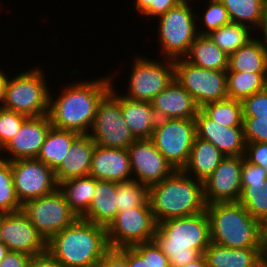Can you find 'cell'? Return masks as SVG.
Here are the masks:
<instances>
[{
  "mask_svg": "<svg viewBox=\"0 0 267 267\" xmlns=\"http://www.w3.org/2000/svg\"><path fill=\"white\" fill-rule=\"evenodd\" d=\"M112 77L68 84L60 96L49 95L48 116L53 127L89 134L97 107L112 86Z\"/></svg>",
  "mask_w": 267,
  "mask_h": 267,
  "instance_id": "cell-1",
  "label": "cell"
},
{
  "mask_svg": "<svg viewBox=\"0 0 267 267\" xmlns=\"http://www.w3.org/2000/svg\"><path fill=\"white\" fill-rule=\"evenodd\" d=\"M109 249L106 227L80 217L47 242V252L64 267H96Z\"/></svg>",
  "mask_w": 267,
  "mask_h": 267,
  "instance_id": "cell-2",
  "label": "cell"
},
{
  "mask_svg": "<svg viewBox=\"0 0 267 267\" xmlns=\"http://www.w3.org/2000/svg\"><path fill=\"white\" fill-rule=\"evenodd\" d=\"M153 240L168 257L171 267H183L198 259L211 242L206 211L158 223Z\"/></svg>",
  "mask_w": 267,
  "mask_h": 267,
  "instance_id": "cell-3",
  "label": "cell"
},
{
  "mask_svg": "<svg viewBox=\"0 0 267 267\" xmlns=\"http://www.w3.org/2000/svg\"><path fill=\"white\" fill-rule=\"evenodd\" d=\"M192 178V179H191ZM148 200L156 223L189 217L206 211L203 182L182 170L148 188Z\"/></svg>",
  "mask_w": 267,
  "mask_h": 267,
  "instance_id": "cell-4",
  "label": "cell"
},
{
  "mask_svg": "<svg viewBox=\"0 0 267 267\" xmlns=\"http://www.w3.org/2000/svg\"><path fill=\"white\" fill-rule=\"evenodd\" d=\"M210 241L228 248H265L261 222L237 202H217L206 206Z\"/></svg>",
  "mask_w": 267,
  "mask_h": 267,
  "instance_id": "cell-5",
  "label": "cell"
},
{
  "mask_svg": "<svg viewBox=\"0 0 267 267\" xmlns=\"http://www.w3.org/2000/svg\"><path fill=\"white\" fill-rule=\"evenodd\" d=\"M46 81L38 67L8 77L3 108L27 117L48 115L50 91Z\"/></svg>",
  "mask_w": 267,
  "mask_h": 267,
  "instance_id": "cell-6",
  "label": "cell"
},
{
  "mask_svg": "<svg viewBox=\"0 0 267 267\" xmlns=\"http://www.w3.org/2000/svg\"><path fill=\"white\" fill-rule=\"evenodd\" d=\"M188 1L191 0H183L176 7L158 16L157 40L164 59L184 58L199 35L196 26V20L199 18L194 14Z\"/></svg>",
  "mask_w": 267,
  "mask_h": 267,
  "instance_id": "cell-7",
  "label": "cell"
},
{
  "mask_svg": "<svg viewBox=\"0 0 267 267\" xmlns=\"http://www.w3.org/2000/svg\"><path fill=\"white\" fill-rule=\"evenodd\" d=\"M195 138V120L159 119L150 140L176 171L186 166Z\"/></svg>",
  "mask_w": 267,
  "mask_h": 267,
  "instance_id": "cell-8",
  "label": "cell"
},
{
  "mask_svg": "<svg viewBox=\"0 0 267 267\" xmlns=\"http://www.w3.org/2000/svg\"><path fill=\"white\" fill-rule=\"evenodd\" d=\"M91 129L90 137L103 147L128 149L136 140L123 119L120 94L113 85L100 100Z\"/></svg>",
  "mask_w": 267,
  "mask_h": 267,
  "instance_id": "cell-9",
  "label": "cell"
},
{
  "mask_svg": "<svg viewBox=\"0 0 267 267\" xmlns=\"http://www.w3.org/2000/svg\"><path fill=\"white\" fill-rule=\"evenodd\" d=\"M175 79L189 93L198 106L228 98L227 72L204 69L184 58L174 60Z\"/></svg>",
  "mask_w": 267,
  "mask_h": 267,
  "instance_id": "cell-10",
  "label": "cell"
},
{
  "mask_svg": "<svg viewBox=\"0 0 267 267\" xmlns=\"http://www.w3.org/2000/svg\"><path fill=\"white\" fill-rule=\"evenodd\" d=\"M21 211L46 242L78 218L59 188L51 194L24 202Z\"/></svg>",
  "mask_w": 267,
  "mask_h": 267,
  "instance_id": "cell-11",
  "label": "cell"
},
{
  "mask_svg": "<svg viewBox=\"0 0 267 267\" xmlns=\"http://www.w3.org/2000/svg\"><path fill=\"white\" fill-rule=\"evenodd\" d=\"M156 226L149 200L141 207L118 212L106 228L109 248L118 249L152 241Z\"/></svg>",
  "mask_w": 267,
  "mask_h": 267,
  "instance_id": "cell-12",
  "label": "cell"
},
{
  "mask_svg": "<svg viewBox=\"0 0 267 267\" xmlns=\"http://www.w3.org/2000/svg\"><path fill=\"white\" fill-rule=\"evenodd\" d=\"M164 63L143 56L136 57L132 64L127 93L123 96L151 102L175 79L174 60L164 59Z\"/></svg>",
  "mask_w": 267,
  "mask_h": 267,
  "instance_id": "cell-13",
  "label": "cell"
},
{
  "mask_svg": "<svg viewBox=\"0 0 267 267\" xmlns=\"http://www.w3.org/2000/svg\"><path fill=\"white\" fill-rule=\"evenodd\" d=\"M17 198L21 204L58 188L54 171L37 158L10 161Z\"/></svg>",
  "mask_w": 267,
  "mask_h": 267,
  "instance_id": "cell-14",
  "label": "cell"
},
{
  "mask_svg": "<svg viewBox=\"0 0 267 267\" xmlns=\"http://www.w3.org/2000/svg\"><path fill=\"white\" fill-rule=\"evenodd\" d=\"M127 150L132 178L148 188L175 171L150 139L135 140Z\"/></svg>",
  "mask_w": 267,
  "mask_h": 267,
  "instance_id": "cell-15",
  "label": "cell"
},
{
  "mask_svg": "<svg viewBox=\"0 0 267 267\" xmlns=\"http://www.w3.org/2000/svg\"><path fill=\"white\" fill-rule=\"evenodd\" d=\"M1 240L9 251L39 255L47 251V242L22 211L0 214Z\"/></svg>",
  "mask_w": 267,
  "mask_h": 267,
  "instance_id": "cell-16",
  "label": "cell"
},
{
  "mask_svg": "<svg viewBox=\"0 0 267 267\" xmlns=\"http://www.w3.org/2000/svg\"><path fill=\"white\" fill-rule=\"evenodd\" d=\"M243 156H226L203 182L207 205L217 202H237L242 194L241 170Z\"/></svg>",
  "mask_w": 267,
  "mask_h": 267,
  "instance_id": "cell-17",
  "label": "cell"
},
{
  "mask_svg": "<svg viewBox=\"0 0 267 267\" xmlns=\"http://www.w3.org/2000/svg\"><path fill=\"white\" fill-rule=\"evenodd\" d=\"M51 127L48 115L28 117L19 132L0 151L1 153L6 151L11 157L6 158L1 155L0 158L7 161L37 158Z\"/></svg>",
  "mask_w": 267,
  "mask_h": 267,
  "instance_id": "cell-18",
  "label": "cell"
},
{
  "mask_svg": "<svg viewBox=\"0 0 267 267\" xmlns=\"http://www.w3.org/2000/svg\"><path fill=\"white\" fill-rule=\"evenodd\" d=\"M196 137L211 142L225 157L244 156L246 141L243 127H224L201 110L195 117Z\"/></svg>",
  "mask_w": 267,
  "mask_h": 267,
  "instance_id": "cell-19",
  "label": "cell"
},
{
  "mask_svg": "<svg viewBox=\"0 0 267 267\" xmlns=\"http://www.w3.org/2000/svg\"><path fill=\"white\" fill-rule=\"evenodd\" d=\"M242 194L239 202L251 216L262 222L267 217V172L244 159L241 170Z\"/></svg>",
  "mask_w": 267,
  "mask_h": 267,
  "instance_id": "cell-20",
  "label": "cell"
},
{
  "mask_svg": "<svg viewBox=\"0 0 267 267\" xmlns=\"http://www.w3.org/2000/svg\"><path fill=\"white\" fill-rule=\"evenodd\" d=\"M89 175L97 180L125 182L132 180L127 149L95 146Z\"/></svg>",
  "mask_w": 267,
  "mask_h": 267,
  "instance_id": "cell-21",
  "label": "cell"
},
{
  "mask_svg": "<svg viewBox=\"0 0 267 267\" xmlns=\"http://www.w3.org/2000/svg\"><path fill=\"white\" fill-rule=\"evenodd\" d=\"M157 120L159 119H192L200 107L194 98L174 79L172 83L152 101Z\"/></svg>",
  "mask_w": 267,
  "mask_h": 267,
  "instance_id": "cell-22",
  "label": "cell"
},
{
  "mask_svg": "<svg viewBox=\"0 0 267 267\" xmlns=\"http://www.w3.org/2000/svg\"><path fill=\"white\" fill-rule=\"evenodd\" d=\"M203 255L207 267H260L267 260L266 248H228L213 242Z\"/></svg>",
  "mask_w": 267,
  "mask_h": 267,
  "instance_id": "cell-23",
  "label": "cell"
},
{
  "mask_svg": "<svg viewBox=\"0 0 267 267\" xmlns=\"http://www.w3.org/2000/svg\"><path fill=\"white\" fill-rule=\"evenodd\" d=\"M96 143L89 134H79L72 142L61 165L54 171L57 183L88 176Z\"/></svg>",
  "mask_w": 267,
  "mask_h": 267,
  "instance_id": "cell-24",
  "label": "cell"
},
{
  "mask_svg": "<svg viewBox=\"0 0 267 267\" xmlns=\"http://www.w3.org/2000/svg\"><path fill=\"white\" fill-rule=\"evenodd\" d=\"M123 119L136 140L150 139L154 132L157 118L152 103L129 99L120 95Z\"/></svg>",
  "mask_w": 267,
  "mask_h": 267,
  "instance_id": "cell-25",
  "label": "cell"
},
{
  "mask_svg": "<svg viewBox=\"0 0 267 267\" xmlns=\"http://www.w3.org/2000/svg\"><path fill=\"white\" fill-rule=\"evenodd\" d=\"M116 203V182L95 179L93 199L81 218L107 228L118 213Z\"/></svg>",
  "mask_w": 267,
  "mask_h": 267,
  "instance_id": "cell-26",
  "label": "cell"
},
{
  "mask_svg": "<svg viewBox=\"0 0 267 267\" xmlns=\"http://www.w3.org/2000/svg\"><path fill=\"white\" fill-rule=\"evenodd\" d=\"M224 158L225 156L211 142L196 137L189 160L182 171L204 182Z\"/></svg>",
  "mask_w": 267,
  "mask_h": 267,
  "instance_id": "cell-27",
  "label": "cell"
},
{
  "mask_svg": "<svg viewBox=\"0 0 267 267\" xmlns=\"http://www.w3.org/2000/svg\"><path fill=\"white\" fill-rule=\"evenodd\" d=\"M184 59L204 69L227 71L229 67V56L208 35H198Z\"/></svg>",
  "mask_w": 267,
  "mask_h": 267,
  "instance_id": "cell-28",
  "label": "cell"
},
{
  "mask_svg": "<svg viewBox=\"0 0 267 267\" xmlns=\"http://www.w3.org/2000/svg\"><path fill=\"white\" fill-rule=\"evenodd\" d=\"M227 71L267 73V47L254 38L229 56Z\"/></svg>",
  "mask_w": 267,
  "mask_h": 267,
  "instance_id": "cell-29",
  "label": "cell"
},
{
  "mask_svg": "<svg viewBox=\"0 0 267 267\" xmlns=\"http://www.w3.org/2000/svg\"><path fill=\"white\" fill-rule=\"evenodd\" d=\"M79 133L51 127L37 159L55 171L69 152L73 140Z\"/></svg>",
  "mask_w": 267,
  "mask_h": 267,
  "instance_id": "cell-30",
  "label": "cell"
},
{
  "mask_svg": "<svg viewBox=\"0 0 267 267\" xmlns=\"http://www.w3.org/2000/svg\"><path fill=\"white\" fill-rule=\"evenodd\" d=\"M70 209L82 217L88 210L95 190V178L88 176L71 178L58 183Z\"/></svg>",
  "mask_w": 267,
  "mask_h": 267,
  "instance_id": "cell-31",
  "label": "cell"
},
{
  "mask_svg": "<svg viewBox=\"0 0 267 267\" xmlns=\"http://www.w3.org/2000/svg\"><path fill=\"white\" fill-rule=\"evenodd\" d=\"M227 72V95L240 100L262 91L267 87V73Z\"/></svg>",
  "mask_w": 267,
  "mask_h": 267,
  "instance_id": "cell-32",
  "label": "cell"
},
{
  "mask_svg": "<svg viewBox=\"0 0 267 267\" xmlns=\"http://www.w3.org/2000/svg\"><path fill=\"white\" fill-rule=\"evenodd\" d=\"M251 30L253 29L246 25L230 22L211 31L208 36L221 50L230 56L254 39L251 36Z\"/></svg>",
  "mask_w": 267,
  "mask_h": 267,
  "instance_id": "cell-33",
  "label": "cell"
},
{
  "mask_svg": "<svg viewBox=\"0 0 267 267\" xmlns=\"http://www.w3.org/2000/svg\"><path fill=\"white\" fill-rule=\"evenodd\" d=\"M200 110L224 127H243V107L240 100L225 99L203 105Z\"/></svg>",
  "mask_w": 267,
  "mask_h": 267,
  "instance_id": "cell-34",
  "label": "cell"
},
{
  "mask_svg": "<svg viewBox=\"0 0 267 267\" xmlns=\"http://www.w3.org/2000/svg\"><path fill=\"white\" fill-rule=\"evenodd\" d=\"M227 9L231 22L257 28L266 0H219ZM250 23V24H249Z\"/></svg>",
  "mask_w": 267,
  "mask_h": 267,
  "instance_id": "cell-35",
  "label": "cell"
},
{
  "mask_svg": "<svg viewBox=\"0 0 267 267\" xmlns=\"http://www.w3.org/2000/svg\"><path fill=\"white\" fill-rule=\"evenodd\" d=\"M118 212L143 206L148 201V187L132 179L116 182Z\"/></svg>",
  "mask_w": 267,
  "mask_h": 267,
  "instance_id": "cell-36",
  "label": "cell"
},
{
  "mask_svg": "<svg viewBox=\"0 0 267 267\" xmlns=\"http://www.w3.org/2000/svg\"><path fill=\"white\" fill-rule=\"evenodd\" d=\"M11 171L10 161L0 158V214L21 211Z\"/></svg>",
  "mask_w": 267,
  "mask_h": 267,
  "instance_id": "cell-37",
  "label": "cell"
},
{
  "mask_svg": "<svg viewBox=\"0 0 267 267\" xmlns=\"http://www.w3.org/2000/svg\"><path fill=\"white\" fill-rule=\"evenodd\" d=\"M243 122H267V87L242 101Z\"/></svg>",
  "mask_w": 267,
  "mask_h": 267,
  "instance_id": "cell-38",
  "label": "cell"
},
{
  "mask_svg": "<svg viewBox=\"0 0 267 267\" xmlns=\"http://www.w3.org/2000/svg\"><path fill=\"white\" fill-rule=\"evenodd\" d=\"M208 7L201 19L205 29L197 30L199 35H208L211 31L231 22L227 9L219 0H209ZM207 27V28H206Z\"/></svg>",
  "mask_w": 267,
  "mask_h": 267,
  "instance_id": "cell-39",
  "label": "cell"
},
{
  "mask_svg": "<svg viewBox=\"0 0 267 267\" xmlns=\"http://www.w3.org/2000/svg\"><path fill=\"white\" fill-rule=\"evenodd\" d=\"M27 118L25 115L0 108V151L19 132L20 127Z\"/></svg>",
  "mask_w": 267,
  "mask_h": 267,
  "instance_id": "cell-40",
  "label": "cell"
},
{
  "mask_svg": "<svg viewBox=\"0 0 267 267\" xmlns=\"http://www.w3.org/2000/svg\"><path fill=\"white\" fill-rule=\"evenodd\" d=\"M127 260L129 267H149L147 264V242L117 249Z\"/></svg>",
  "mask_w": 267,
  "mask_h": 267,
  "instance_id": "cell-41",
  "label": "cell"
},
{
  "mask_svg": "<svg viewBox=\"0 0 267 267\" xmlns=\"http://www.w3.org/2000/svg\"><path fill=\"white\" fill-rule=\"evenodd\" d=\"M244 159L250 164L262 167L267 172V143H246Z\"/></svg>",
  "mask_w": 267,
  "mask_h": 267,
  "instance_id": "cell-42",
  "label": "cell"
},
{
  "mask_svg": "<svg viewBox=\"0 0 267 267\" xmlns=\"http://www.w3.org/2000/svg\"><path fill=\"white\" fill-rule=\"evenodd\" d=\"M246 143H267V122H243Z\"/></svg>",
  "mask_w": 267,
  "mask_h": 267,
  "instance_id": "cell-43",
  "label": "cell"
},
{
  "mask_svg": "<svg viewBox=\"0 0 267 267\" xmlns=\"http://www.w3.org/2000/svg\"><path fill=\"white\" fill-rule=\"evenodd\" d=\"M147 264L149 267H171L168 257L154 240L147 242Z\"/></svg>",
  "mask_w": 267,
  "mask_h": 267,
  "instance_id": "cell-44",
  "label": "cell"
},
{
  "mask_svg": "<svg viewBox=\"0 0 267 267\" xmlns=\"http://www.w3.org/2000/svg\"><path fill=\"white\" fill-rule=\"evenodd\" d=\"M96 267H129L128 260L117 250L109 249Z\"/></svg>",
  "mask_w": 267,
  "mask_h": 267,
  "instance_id": "cell-45",
  "label": "cell"
},
{
  "mask_svg": "<svg viewBox=\"0 0 267 267\" xmlns=\"http://www.w3.org/2000/svg\"><path fill=\"white\" fill-rule=\"evenodd\" d=\"M31 258L29 254L9 251L0 262V267H28Z\"/></svg>",
  "mask_w": 267,
  "mask_h": 267,
  "instance_id": "cell-46",
  "label": "cell"
},
{
  "mask_svg": "<svg viewBox=\"0 0 267 267\" xmlns=\"http://www.w3.org/2000/svg\"><path fill=\"white\" fill-rule=\"evenodd\" d=\"M183 0H155V5H151L143 15L146 17H151L155 19L164 13H166L171 8L176 7Z\"/></svg>",
  "mask_w": 267,
  "mask_h": 267,
  "instance_id": "cell-47",
  "label": "cell"
},
{
  "mask_svg": "<svg viewBox=\"0 0 267 267\" xmlns=\"http://www.w3.org/2000/svg\"><path fill=\"white\" fill-rule=\"evenodd\" d=\"M28 267H64L61 263L55 260L47 251L32 256Z\"/></svg>",
  "mask_w": 267,
  "mask_h": 267,
  "instance_id": "cell-48",
  "label": "cell"
},
{
  "mask_svg": "<svg viewBox=\"0 0 267 267\" xmlns=\"http://www.w3.org/2000/svg\"><path fill=\"white\" fill-rule=\"evenodd\" d=\"M256 29L257 30L260 29L259 31L262 30L261 32L263 33V38H264L263 41L260 40V38L257 40L261 41L267 47V0L264 3L263 9H262V14L260 17V21H259V24H258Z\"/></svg>",
  "mask_w": 267,
  "mask_h": 267,
  "instance_id": "cell-49",
  "label": "cell"
},
{
  "mask_svg": "<svg viewBox=\"0 0 267 267\" xmlns=\"http://www.w3.org/2000/svg\"><path fill=\"white\" fill-rule=\"evenodd\" d=\"M8 77L5 73L0 71V108H3L5 101V88Z\"/></svg>",
  "mask_w": 267,
  "mask_h": 267,
  "instance_id": "cell-50",
  "label": "cell"
},
{
  "mask_svg": "<svg viewBox=\"0 0 267 267\" xmlns=\"http://www.w3.org/2000/svg\"><path fill=\"white\" fill-rule=\"evenodd\" d=\"M151 5H155V0H136L135 9L143 14Z\"/></svg>",
  "mask_w": 267,
  "mask_h": 267,
  "instance_id": "cell-51",
  "label": "cell"
},
{
  "mask_svg": "<svg viewBox=\"0 0 267 267\" xmlns=\"http://www.w3.org/2000/svg\"><path fill=\"white\" fill-rule=\"evenodd\" d=\"M183 267H207L206 260L204 255L202 254L198 259L189 262L187 265Z\"/></svg>",
  "mask_w": 267,
  "mask_h": 267,
  "instance_id": "cell-52",
  "label": "cell"
},
{
  "mask_svg": "<svg viewBox=\"0 0 267 267\" xmlns=\"http://www.w3.org/2000/svg\"><path fill=\"white\" fill-rule=\"evenodd\" d=\"M261 227H262V241L264 247L267 250V217L261 222Z\"/></svg>",
  "mask_w": 267,
  "mask_h": 267,
  "instance_id": "cell-53",
  "label": "cell"
},
{
  "mask_svg": "<svg viewBox=\"0 0 267 267\" xmlns=\"http://www.w3.org/2000/svg\"><path fill=\"white\" fill-rule=\"evenodd\" d=\"M8 252H9L8 247L4 243H1L0 244V262L5 258Z\"/></svg>",
  "mask_w": 267,
  "mask_h": 267,
  "instance_id": "cell-54",
  "label": "cell"
},
{
  "mask_svg": "<svg viewBox=\"0 0 267 267\" xmlns=\"http://www.w3.org/2000/svg\"><path fill=\"white\" fill-rule=\"evenodd\" d=\"M260 267H267V260Z\"/></svg>",
  "mask_w": 267,
  "mask_h": 267,
  "instance_id": "cell-55",
  "label": "cell"
},
{
  "mask_svg": "<svg viewBox=\"0 0 267 267\" xmlns=\"http://www.w3.org/2000/svg\"><path fill=\"white\" fill-rule=\"evenodd\" d=\"M2 243V240H1V230H0V244Z\"/></svg>",
  "mask_w": 267,
  "mask_h": 267,
  "instance_id": "cell-56",
  "label": "cell"
}]
</instances>
